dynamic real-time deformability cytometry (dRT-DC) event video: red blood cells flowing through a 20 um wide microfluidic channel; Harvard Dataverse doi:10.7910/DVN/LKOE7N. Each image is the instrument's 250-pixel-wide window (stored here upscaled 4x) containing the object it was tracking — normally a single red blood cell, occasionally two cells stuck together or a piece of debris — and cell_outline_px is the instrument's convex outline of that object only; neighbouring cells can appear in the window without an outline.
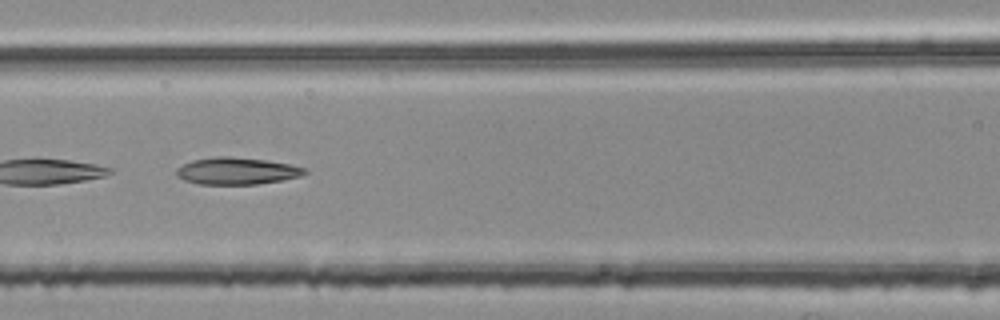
{"species": "common noctule bat (a hibernating species)", "species_latin": "Nyctalus noctula", "temperature_condition": "room temperature", "stored_images_in_passage": 30, "camera_frame_rate_fps": 3000, "um_per_image_px": 0.085, "animal": {"sex": "female", "body_mass_g": 25.1}, "frame": {"image": 1, "passage_image": 7, "time_ms": 2.0, "image_size_px": [1000, 320], "cell_outline_px": [[308, 172], [300, 176], [280, 180], [256, 184], [200, 184], [184, 180], [176, 176], [176, 168], [192, 160], [212, 156], [232, 156], [268, 160], [292, 164], [308, 168]], "centroid_in_image_um": [20.14, 14.51], "position_along_channel_um": 146.5, "area_um2": 20.4}}
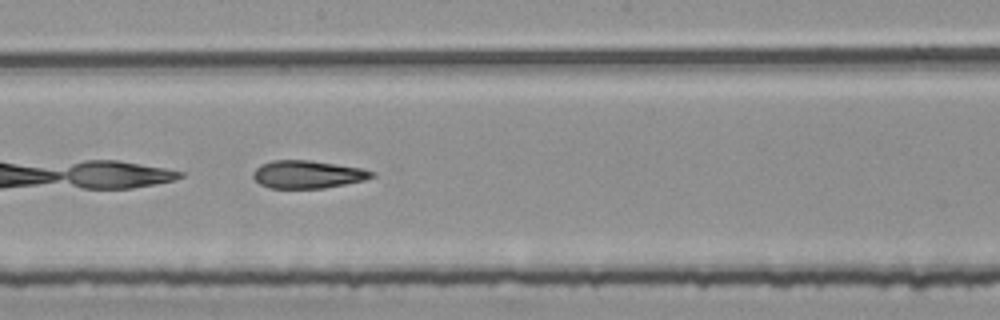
{"frame": {"image": 2, "passage_image": 13, "time_ms": 4.0, "image_size_px": [1000, 320], "cell_outline_px": [[376, 176], [364, 180], [324, 188], [268, 188], [260, 184], [252, 176], [252, 172], [260, 164], [272, 160], [308, 160], [360, 168], [376, 172]], "centroid_in_image_um": [26.12, 14.82], "position_along_channel_um": 222.1, "area_um2": 19.19}}
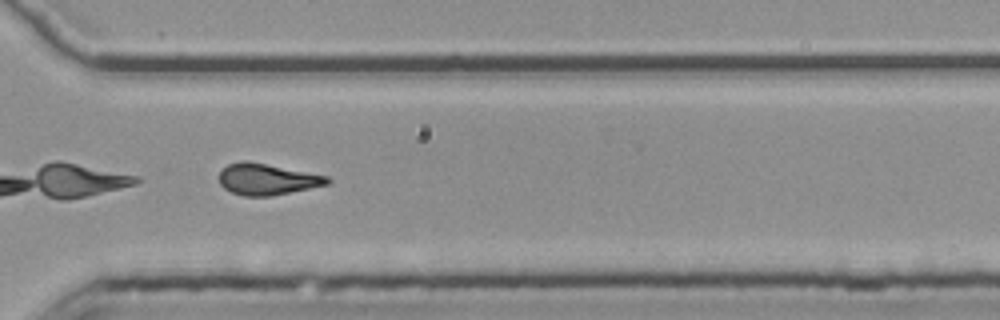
{"frame": {"image": 3, "passage_image": 23, "time_ms": 7.333, "image_size_px": [1000, 320], "cell_outline_px": [[332, 180], [328, 184], [268, 196], [244, 196], [232, 192], [224, 188], [220, 184], [220, 172], [228, 164], [240, 160], [244, 160], [328, 176]], "centroid_in_image_um": [22.67, 15.23], "position_along_channel_um": 347.9, "area_um2": 19.31}, "authors_computed_cell_mechanics": {"area_um2": 19.6809, "velocity_mm_per_s": 3.7951, "shape_relaxation_time_tau1_ms": null, "shape_relaxation_time_tau2_ms": 6.1112, "deformation_change_tau1": null, "deformation_change_tau2": 0.1796}}